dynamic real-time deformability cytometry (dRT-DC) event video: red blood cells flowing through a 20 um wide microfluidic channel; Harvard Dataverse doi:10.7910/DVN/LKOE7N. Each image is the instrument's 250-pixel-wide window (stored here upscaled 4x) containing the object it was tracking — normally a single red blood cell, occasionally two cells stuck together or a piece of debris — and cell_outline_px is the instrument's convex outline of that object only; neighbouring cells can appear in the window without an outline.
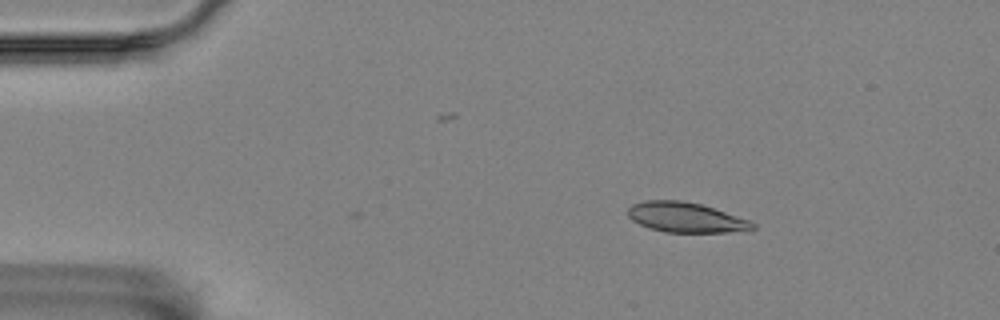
{"species": "Egyptian fruit bat (a non-hibernating species)", "species_latin": "Rousettus aegyptiacus", "temperature_condition": "room temperature", "stored_images_in_passage": 2, "camera_frame_rate_fps": 3000, "um_per_image_px": 0.085, "animal": {"sex": "female"}, "frame": {"image": 1, "passage_image": 2, "time_ms": 0.333, "image_size_px": [1000, 320], "cell_outline_px": [[756, 228], [728, 232], [664, 232], [648, 228], [632, 220], [628, 216], [628, 208], [632, 204], [644, 200], [680, 200], [700, 204], [748, 220], [756, 224]], "centroid_in_image_um": [58.23, 18.48], "position_along_channel_um": 26.8, "area_um2": 21.56}}